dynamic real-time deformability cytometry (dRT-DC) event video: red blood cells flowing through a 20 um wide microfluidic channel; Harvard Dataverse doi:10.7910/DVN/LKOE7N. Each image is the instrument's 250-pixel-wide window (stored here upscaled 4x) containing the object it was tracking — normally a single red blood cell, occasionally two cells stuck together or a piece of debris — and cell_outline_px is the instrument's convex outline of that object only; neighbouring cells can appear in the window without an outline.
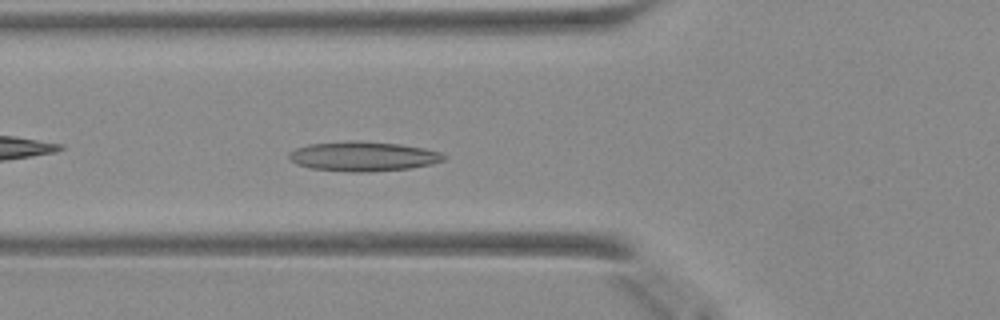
{"species": "Egyptian fruit bat (a non-hibernating species)", "species_latin": "Rousettus aegyptiacus", "temperature_condition": "warm", "stored_images_in_passage": 46, "camera_frame_rate_fps": 3000, "um_per_image_px": 0.085, "animal": {"sex": "female"}, "frame": {"image": 1, "passage_image": 16, "time_ms": 5.0, "image_size_px": [1000, 320], "cell_outline_px": [[448, 156], [444, 160], [432, 164], [412, 168], [368, 172], [348, 172], [308, 168], [296, 164], [288, 156], [288, 152], [296, 148], [308, 144], [348, 140], [400, 144], [424, 148], [440, 152]], "centroid_in_image_um": [30.86, 13.29], "position_along_channel_um": 94.9, "area_um2": 26.99}}
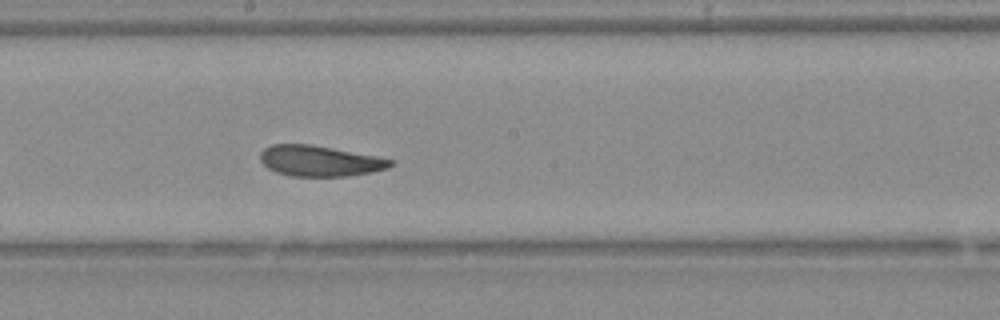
{"frame": {"image": 2, "passage_image": 25, "time_ms": 8.0, "image_size_px": [1000, 320], "cell_outline_px": [[392, 164], [388, 168], [372, 172], [348, 176], [292, 176], [276, 172], [268, 168], [260, 160], [260, 152], [264, 148], [272, 144], [312, 144], [376, 156], [392, 160]], "centroid_in_image_um": [27.15, 13.67], "position_along_channel_um": 221.1, "area_um2": 23.24}}
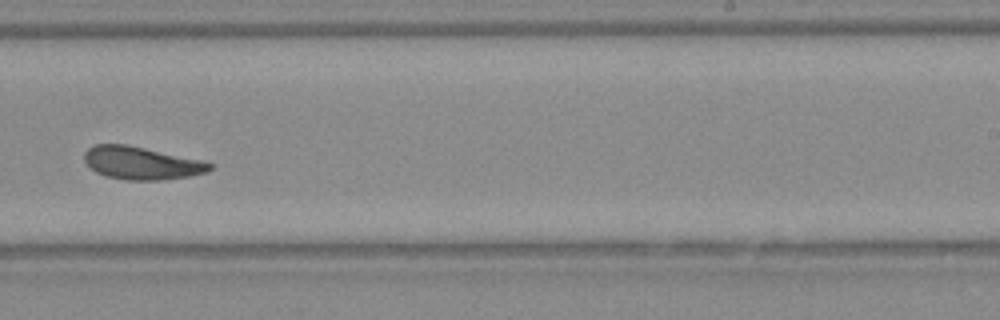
{"frame": {"image": 3, "passage_image": 29, "time_ms": 9.333, "image_size_px": [1000, 320], "cell_outline_px": [[212, 168], [204, 172], [188, 176], [156, 180], [124, 180], [104, 176], [96, 172], [84, 160], [84, 152], [88, 148], [96, 144], [128, 144], [200, 160], [212, 164]], "centroid_in_image_um": [11.96, 13.85], "position_along_channel_um": 277.0, "area_um2": 23.7}}